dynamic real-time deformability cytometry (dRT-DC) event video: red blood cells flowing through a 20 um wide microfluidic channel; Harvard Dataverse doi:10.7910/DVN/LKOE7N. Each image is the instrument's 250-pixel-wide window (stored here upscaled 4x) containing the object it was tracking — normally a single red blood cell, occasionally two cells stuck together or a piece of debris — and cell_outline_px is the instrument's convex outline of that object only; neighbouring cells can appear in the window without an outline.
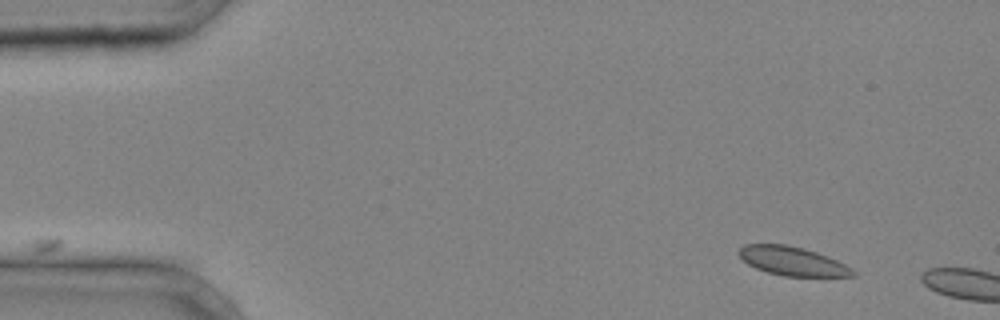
{"species": "common noctule bat (a hibernating species)", "species_latin": "Nyctalus noctula", "temperature_condition": "cold", "stored_images_in_passage": 4, "camera_frame_rate_fps": 3000, "um_per_image_px": 0.085, "animal": {"sex": "male", "body_mass_g": 20.4}, "frame": {"image": 1, "passage_image": 1, "time_ms": 0.0, "image_size_px": [1000, 320], "cell_outline_px": [[856, 276], [784, 276], [768, 272], [756, 268], [748, 264], [736, 252], [744, 244], [788, 244], [804, 248], [828, 256], [852, 268], [856, 272]], "centroid_in_image_um": [67.35, 22.18], "position_along_channel_um": 17.6, "area_um2": 19.13}}